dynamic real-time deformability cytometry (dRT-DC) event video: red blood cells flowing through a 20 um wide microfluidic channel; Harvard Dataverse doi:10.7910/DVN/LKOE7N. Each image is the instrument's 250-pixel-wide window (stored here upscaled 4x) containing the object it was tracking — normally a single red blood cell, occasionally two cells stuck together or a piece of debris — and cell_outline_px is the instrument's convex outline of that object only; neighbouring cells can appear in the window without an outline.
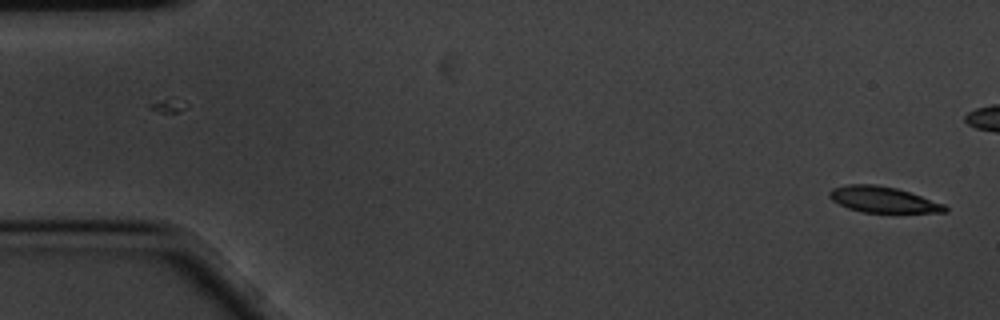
{"species": "common noctule bat (a hibernating species)", "species_latin": "Nyctalus noctula", "temperature_condition": "cold", "stored_images_in_passage": 58, "camera_frame_rate_fps": 3000, "um_per_image_px": 0.085, "animal": {"sex": "male", "body_mass_g": 20.1, "forearm_length_mm": 53.5}, "frame": {"image": 1, "passage_image": 1, "time_ms": 0.0, "image_size_px": [1000, 320], "cell_outline_px": [[948, 212], [860, 212], [848, 208], [832, 200], [828, 196], [828, 192], [832, 188], [848, 184], [876, 184], [896, 188], [944, 204], [948, 208]], "centroid_in_image_um": [75.01, 16.96], "position_along_channel_um": 10.0, "area_um2": 17.28}}
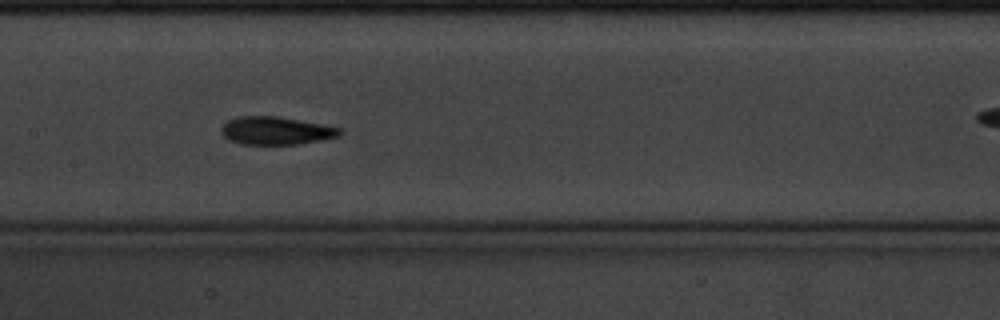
{"frame": {"image": 2, "passage_image": 27, "time_ms": 8.667, "image_size_px": [1000, 320], "cell_outline_px": [[344, 132], [340, 136], [320, 140], [296, 144], [240, 144], [228, 140], [220, 132], [220, 128], [228, 120], [236, 116], [280, 116], [340, 128]], "centroid_in_image_um": [23.42, 11.1], "position_along_channel_um": 184.0, "area_um2": 19.36}}
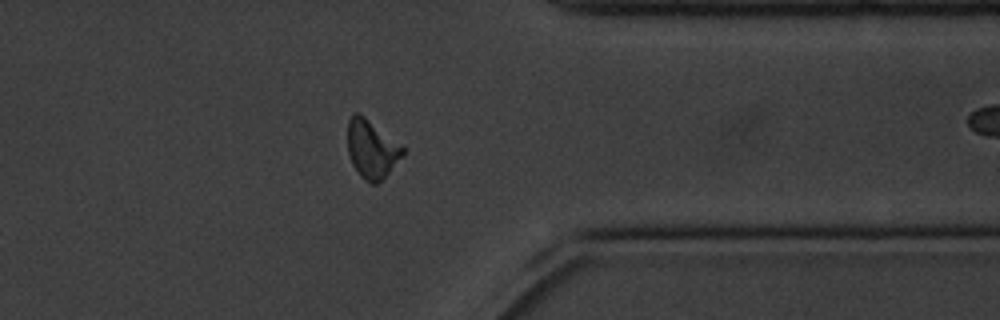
{"frame": {"image": 3, "passage_image": 45, "time_ms": 14.667, "image_size_px": [1000, 320], "cell_outline_px": [[404, 152], [388, 172], [376, 184], [372, 184], [364, 180], [360, 176], [352, 164], [348, 152], [348, 120], [356, 112], [360, 112], [404, 148]], "centroid_in_image_um": [31.55, 12.66], "position_along_channel_um": 379.9, "area_um2": 18.26}, "authors_computed_cell_mechanics": {"area_um2": 18.4382, "velocity_mm_per_s": 3.4165, "shape_relaxation_time_tau1_ms": 2.8284, "shape_relaxation_time_tau2_ms": 4.1452, "deformation_change_tau1": 0.136, "deformation_change_tau2": 0.1046}}